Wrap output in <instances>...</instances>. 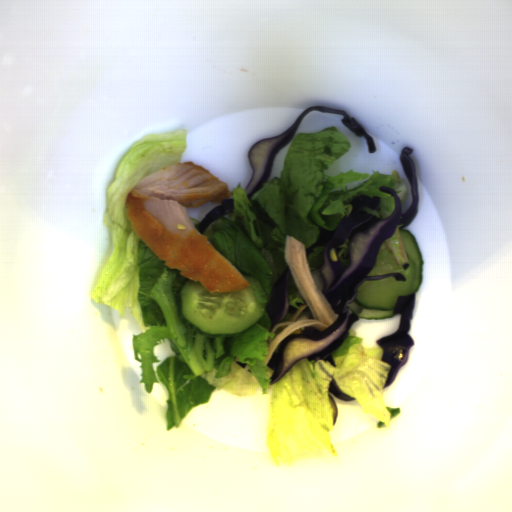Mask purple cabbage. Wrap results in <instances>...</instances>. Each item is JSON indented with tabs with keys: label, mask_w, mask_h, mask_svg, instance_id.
I'll return each mask as SVG.
<instances>
[{
	"label": "purple cabbage",
	"mask_w": 512,
	"mask_h": 512,
	"mask_svg": "<svg viewBox=\"0 0 512 512\" xmlns=\"http://www.w3.org/2000/svg\"><path fill=\"white\" fill-rule=\"evenodd\" d=\"M409 146L401 148L399 157L403 173L411 189L412 201L409 209L402 213L403 202L392 188L381 186L379 191L394 196L395 208L387 218H377L362 211L364 207L381 212V199L374 196L358 195L351 200L352 212L343 217L335 230L319 227L318 241L306 248V257L312 251L326 243L323 252V263L320 268L311 272L320 292L328 301L331 309L338 318L322 332L311 326L295 330L286 336L275 348L266 366L271 367L272 374L269 386L279 381L298 361L306 358L309 362L324 360L337 367L332 356L339 350L348 337L353 325L359 321L348 304L357 295V288L368 280L393 277L396 281H407L400 272L384 275L368 276L373 269L380 248L389 239L399 225L404 229L417 218L419 211V196L417 186V167L410 156ZM349 238L348 248L350 264L344 269L340 259L332 262L329 250L335 248L338 256V245ZM344 258H346L344 256Z\"/></svg>",
	"instance_id": "obj_1"
},
{
	"label": "purple cabbage",
	"mask_w": 512,
	"mask_h": 512,
	"mask_svg": "<svg viewBox=\"0 0 512 512\" xmlns=\"http://www.w3.org/2000/svg\"><path fill=\"white\" fill-rule=\"evenodd\" d=\"M312 111L343 115L340 122L357 137H364L369 154L377 151L373 137L356 119L349 117L343 109L318 105L309 106L296 117L291 126L283 133L261 139L248 149L247 154L252 170L251 178L245 188L248 200L261 189L264 182L268 181L278 153L297 133L303 118Z\"/></svg>",
	"instance_id": "obj_2"
},
{
	"label": "purple cabbage",
	"mask_w": 512,
	"mask_h": 512,
	"mask_svg": "<svg viewBox=\"0 0 512 512\" xmlns=\"http://www.w3.org/2000/svg\"><path fill=\"white\" fill-rule=\"evenodd\" d=\"M415 305L416 291L410 295L398 296L393 312L395 315H400L398 329L393 334L376 340V344L383 350L382 361L391 365L383 389L393 383L399 369L408 361L409 351L415 344L408 333L411 329Z\"/></svg>",
	"instance_id": "obj_3"
},
{
	"label": "purple cabbage",
	"mask_w": 512,
	"mask_h": 512,
	"mask_svg": "<svg viewBox=\"0 0 512 512\" xmlns=\"http://www.w3.org/2000/svg\"><path fill=\"white\" fill-rule=\"evenodd\" d=\"M290 272V267L286 266L282 274L280 275V277L278 278V280L271 289L270 302L266 304L265 307V310L268 314L270 321V331L273 328V326L282 321L288 313L289 301L287 287Z\"/></svg>",
	"instance_id": "obj_4"
},
{
	"label": "purple cabbage",
	"mask_w": 512,
	"mask_h": 512,
	"mask_svg": "<svg viewBox=\"0 0 512 512\" xmlns=\"http://www.w3.org/2000/svg\"><path fill=\"white\" fill-rule=\"evenodd\" d=\"M327 397L329 399L332 415H333V427L337 422L339 408L338 405L344 406H362L355 398L350 395L345 394L337 385L335 380L333 379L329 382L328 385V393Z\"/></svg>",
	"instance_id": "obj_5"
},
{
	"label": "purple cabbage",
	"mask_w": 512,
	"mask_h": 512,
	"mask_svg": "<svg viewBox=\"0 0 512 512\" xmlns=\"http://www.w3.org/2000/svg\"><path fill=\"white\" fill-rule=\"evenodd\" d=\"M234 213L233 199H223L221 204L212 209L197 225V230L202 235L207 228L217 219L227 214Z\"/></svg>",
	"instance_id": "obj_6"
},
{
	"label": "purple cabbage",
	"mask_w": 512,
	"mask_h": 512,
	"mask_svg": "<svg viewBox=\"0 0 512 512\" xmlns=\"http://www.w3.org/2000/svg\"><path fill=\"white\" fill-rule=\"evenodd\" d=\"M409 266H410V264H409V262H408L407 264H405V265H403V266H401V267H403V269H404V271H405V270H407V269L409 268Z\"/></svg>",
	"instance_id": "obj_7"
}]
</instances>
